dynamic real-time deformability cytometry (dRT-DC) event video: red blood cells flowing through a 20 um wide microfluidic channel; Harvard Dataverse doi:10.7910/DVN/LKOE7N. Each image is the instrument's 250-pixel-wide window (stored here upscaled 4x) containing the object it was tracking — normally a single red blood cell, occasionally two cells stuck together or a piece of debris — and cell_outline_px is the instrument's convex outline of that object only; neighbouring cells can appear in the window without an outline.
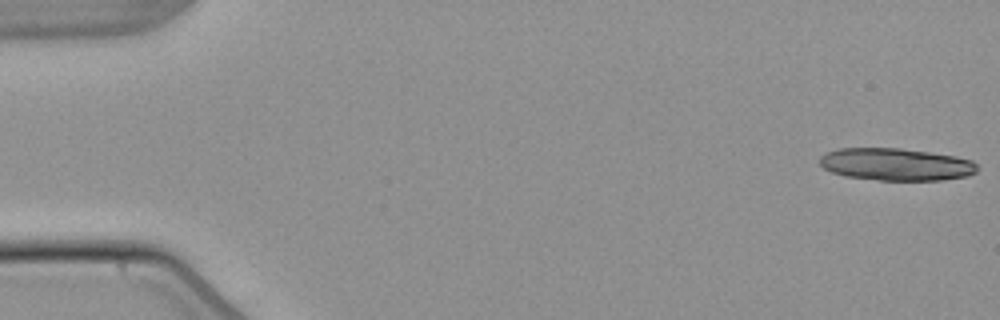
{"species": "common noctule bat (a hibernating species)", "species_latin": "Nyctalus noctula", "temperature_condition": "warm", "stored_images_in_passage": 16, "camera_frame_rate_fps": 3000, "um_per_image_px": 0.085, "animal": {"sex": "male", "body_mass_g": 21.5, "forearm_length_mm": 52.0}, "frame": {"image": 1, "passage_image": 1, "time_ms": 0.0, "image_size_px": [1000, 320], "cell_outline_px": [[980, 168], [976, 172], [968, 176], [940, 180], [880, 180], [844, 176], [832, 172], [824, 168], [820, 164], [820, 156], [824, 152], [836, 148], [900, 148], [928, 152], [952, 156], [972, 160]], "centroid_in_image_um": [76.13, 13.97], "position_along_channel_um": 8.9, "area_um2": 29.77}}